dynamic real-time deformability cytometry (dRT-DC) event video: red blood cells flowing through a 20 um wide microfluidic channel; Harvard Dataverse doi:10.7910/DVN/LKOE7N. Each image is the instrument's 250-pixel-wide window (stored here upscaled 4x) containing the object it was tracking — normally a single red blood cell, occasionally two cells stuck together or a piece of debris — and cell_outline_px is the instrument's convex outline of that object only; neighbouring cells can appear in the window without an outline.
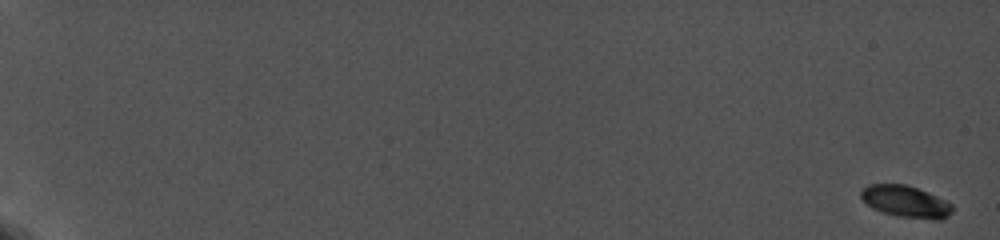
{"species": "common noctule bat (a hibernating species)", "species_latin": "Nyctalus noctula", "temperature_condition": "cold", "stored_images_in_passage": 59, "camera_frame_rate_fps": 5000, "um_per_image_px": 0.085, "animal": {"sex": "female", "body_mass_g": 19.0, "forearm_length_mm": 56.7}, "frame": {"image": 1, "passage_image": 1, "time_ms": 0.0, "image_size_px": [1000, 240], "cell_outline_px": [[952, 212], [948, 216], [940, 220], [932, 220], [896, 216], [880, 212], [872, 208], [860, 196], [860, 192], [868, 184], [904, 184], [928, 192], [952, 204]], "centroid_in_image_um": [76.98, 17.15], "position_along_channel_um": 8.0, "area_um2": 16.94}}
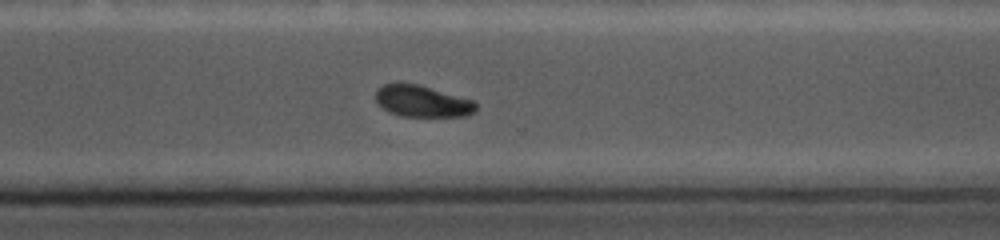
{"frame": {"image": 2, "passage_image": 49, "time_ms": 15.6, "image_size_px": [1000, 240], "cell_outline_px": [[476, 112], [468, 116], [400, 116], [384, 108], [376, 100], [376, 88], [384, 84], [416, 84], [476, 100]], "centroid_in_image_um": [35.95, 8.61], "position_along_channel_um": 334.6, "area_um2": 18.26}}
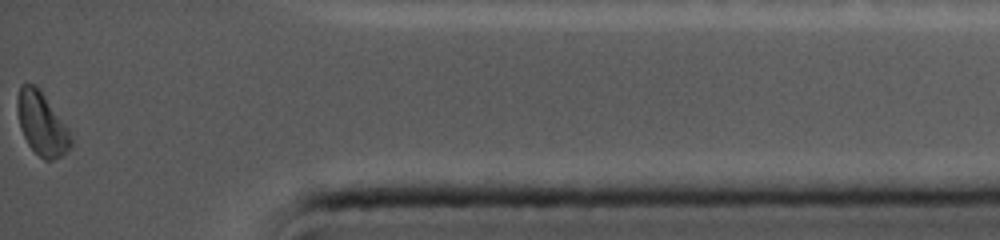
{"frame": {"image": 3, "passage_image": 59, "time_ms": 18.6, "image_size_px": [1000, 240], "cell_outline_px": [[72, 144], [60, 156], [52, 160], [44, 160], [28, 144], [20, 128], [16, 108], [16, 100], [20, 84], [32, 84], [44, 96], [68, 128], [72, 140]], "centroid_in_image_um": [3.52, 10.52], "position_along_channel_um": 431.7, "area_um2": 19.19}, "authors_computed_cell_mechanics": {"area_um2": 18.5538, "velocity_mm_per_s": 3.7227, "shape_relaxation_time_tau1_ms": 2.0128, "shape_relaxation_time_tau2_ms": null, "deformation_change_tau1": 0.0914, "deformation_change_tau2": null}}